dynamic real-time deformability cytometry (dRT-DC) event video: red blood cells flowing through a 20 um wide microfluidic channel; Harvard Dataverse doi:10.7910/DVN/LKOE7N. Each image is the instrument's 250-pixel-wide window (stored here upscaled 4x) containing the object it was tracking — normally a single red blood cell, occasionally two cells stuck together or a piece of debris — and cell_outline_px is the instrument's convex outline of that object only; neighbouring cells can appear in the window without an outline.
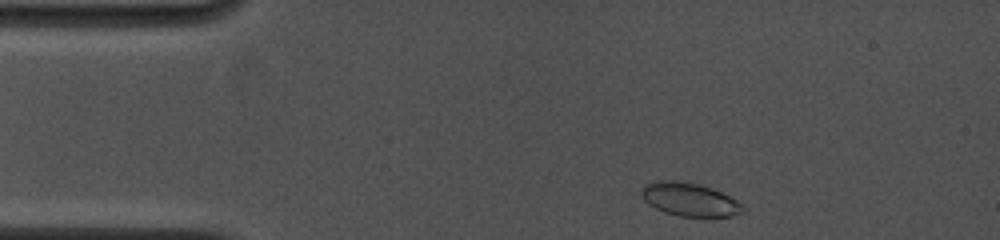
{"species": "common noctule bat (a hibernating species)", "species_latin": "Nyctalus noctula", "temperature_condition": "cold", "stored_images_in_passage": 18, "camera_frame_rate_fps": 4500, "um_per_image_px": 0.085, "animal": {"sex": "female", "body_mass_g": 19.0, "forearm_length_mm": 53.3}, "frame": {"image": 1, "passage_image": 1, "time_ms": 0.0, "image_size_px": [1000, 240], "cell_outline_px": [[744, 212], [732, 216], [680, 216], [664, 212], [648, 204], [640, 196], [640, 192], [644, 184], [656, 180], [672, 180], [700, 184], [712, 188], [736, 200], [744, 208]], "centroid_in_image_um": [58.56, 16.94], "position_along_channel_um": 26.4, "area_um2": 19.65}}
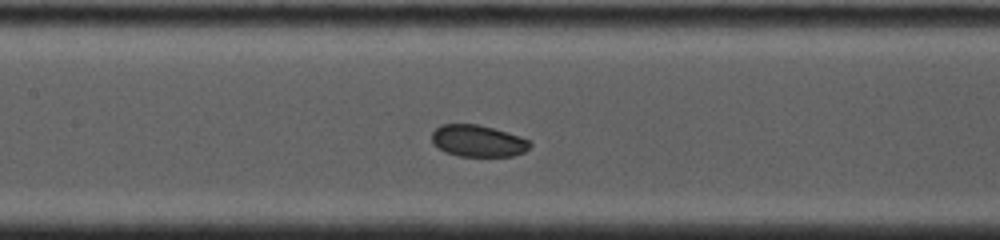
{"frame": {"image": 2, "passage_image": 11, "time_ms": 5.111, "image_size_px": [1000, 240], "cell_outline_px": [[532, 144], [524, 152], [512, 156], [460, 156], [444, 152], [432, 144], [432, 132], [440, 124], [476, 124], [492, 128], [532, 140]], "centroid_in_image_um": [40.61, 11.98], "position_along_channel_um": 166.8, "area_um2": 18.21}}
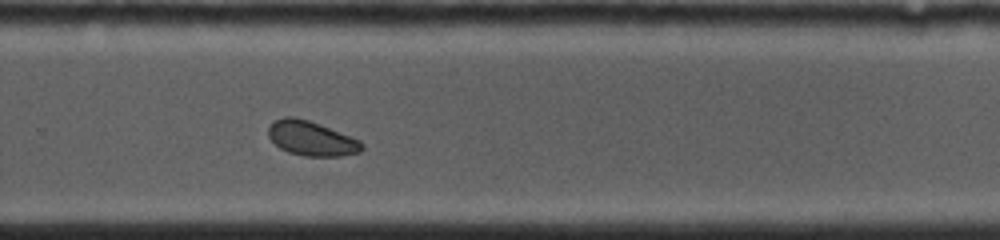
{"frame": {"image": 3, "passage_image": 18, "time_ms": 8.667, "image_size_px": [1000, 240], "cell_outline_px": [[364, 148], [360, 152], [340, 156], [304, 156], [288, 152], [280, 148], [268, 136], [268, 128], [276, 120], [284, 116], [292, 116], [308, 120], [320, 124], [360, 140], [364, 144]], "centroid_in_image_um": [26.49, 11.77], "position_along_channel_um": 303.3, "area_um2": 18.79}}